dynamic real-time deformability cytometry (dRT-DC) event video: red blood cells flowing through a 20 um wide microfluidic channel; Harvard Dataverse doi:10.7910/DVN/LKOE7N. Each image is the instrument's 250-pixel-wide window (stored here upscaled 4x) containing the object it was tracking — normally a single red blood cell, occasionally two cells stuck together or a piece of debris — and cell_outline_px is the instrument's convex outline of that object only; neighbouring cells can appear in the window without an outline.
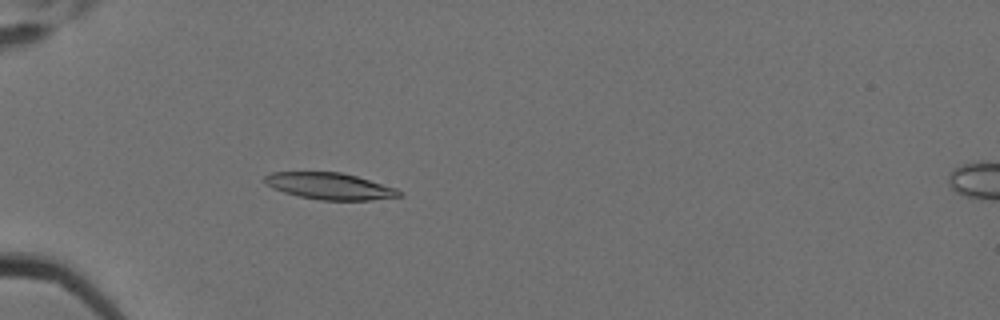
{"species": "Egyptian fruit bat (a non-hibernating species)", "species_latin": "Rousettus aegyptiacus", "temperature_condition": "cold", "stored_images_in_passage": 4, "camera_frame_rate_fps": 3000, "um_per_image_px": 0.085, "animal": {"sex": "female"}, "frame": {"image": 1, "passage_image": 4, "time_ms": 1.0, "image_size_px": [1000, 320], "cell_outline_px": [[404, 196], [372, 200], [320, 200], [300, 196], [284, 192], [272, 188], [264, 180], [264, 176], [272, 172], [340, 172], [356, 176], [396, 188], [404, 192]], "centroid_in_image_um": [28.07, 15.82], "position_along_channel_um": 56.9, "area_um2": 20.81}}